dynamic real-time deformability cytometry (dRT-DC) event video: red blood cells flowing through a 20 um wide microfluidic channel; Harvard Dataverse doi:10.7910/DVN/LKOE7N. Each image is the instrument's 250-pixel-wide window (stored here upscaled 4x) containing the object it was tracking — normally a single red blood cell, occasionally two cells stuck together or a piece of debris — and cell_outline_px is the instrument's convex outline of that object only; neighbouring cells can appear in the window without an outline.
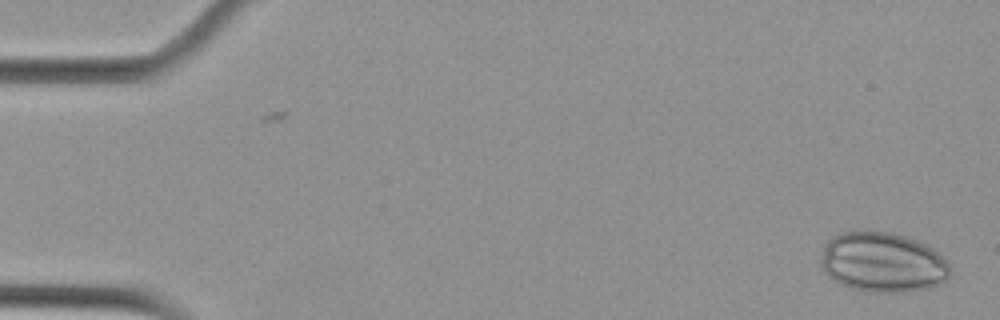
{"species": "Egyptian fruit bat (a non-hibernating species)", "species_latin": "Rousettus aegyptiacus", "temperature_condition": "cold", "stored_images_in_passage": 54, "camera_frame_rate_fps": 3000, "um_per_image_px": 0.085, "animal": {"sex": "female"}, "frame": {"image": 1, "passage_image": 1, "time_ms": 0.0, "image_size_px": [1000, 320], "cell_outline_px": [[952, 268], [948, 280], [940, 284], [928, 288], [892, 292], [872, 292], [852, 288], [828, 276], [824, 272], [820, 260], [824, 248], [828, 240], [832, 236], [840, 232], [892, 232], [928, 244]], "centroid_in_image_um": [75.05, 22.29], "position_along_channel_um": 10.0, "area_um2": 44.8}}
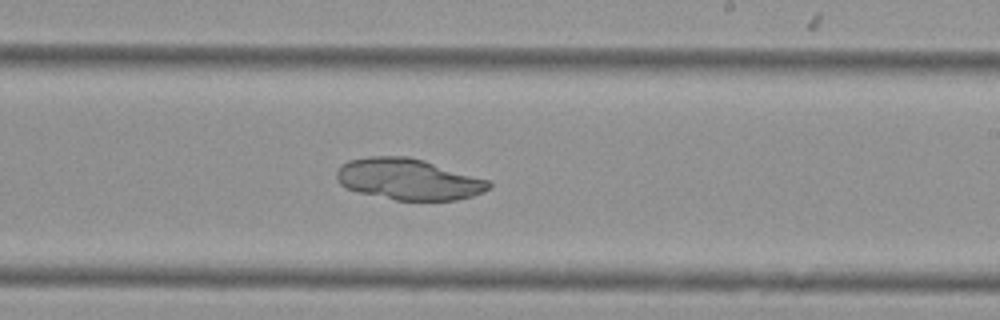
{"frame": {"image": 2, "passage_image": 32, "time_ms": 10.333, "image_size_px": [1000, 320], "cell_outline_px": [[492, 188], [472, 196], [456, 200], [396, 200], [360, 192], [348, 188], [340, 184], [336, 180], [336, 172], [348, 160], [368, 156], [408, 156], [424, 160], [488, 180], [492, 184]], "centroid_in_image_um": [34.72, 15.23], "position_along_channel_um": 254.3, "area_um2": 36.36}}
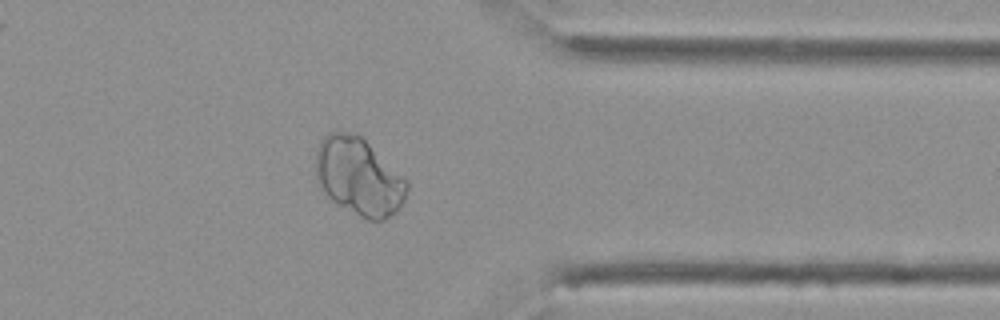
{"frame": {"image": 3, "passage_image": 43, "time_ms": 14.0, "image_size_px": [1000, 320], "cell_outline_px": [[408, 188], [404, 200], [396, 212], [384, 220], [368, 220], [336, 204], [320, 188], [316, 180], [316, 148], [320, 140], [328, 132], [356, 132], [408, 180]], "centroid_in_image_um": [30.49, 15.01], "position_along_channel_um": 380.9, "area_um2": 41.33}}